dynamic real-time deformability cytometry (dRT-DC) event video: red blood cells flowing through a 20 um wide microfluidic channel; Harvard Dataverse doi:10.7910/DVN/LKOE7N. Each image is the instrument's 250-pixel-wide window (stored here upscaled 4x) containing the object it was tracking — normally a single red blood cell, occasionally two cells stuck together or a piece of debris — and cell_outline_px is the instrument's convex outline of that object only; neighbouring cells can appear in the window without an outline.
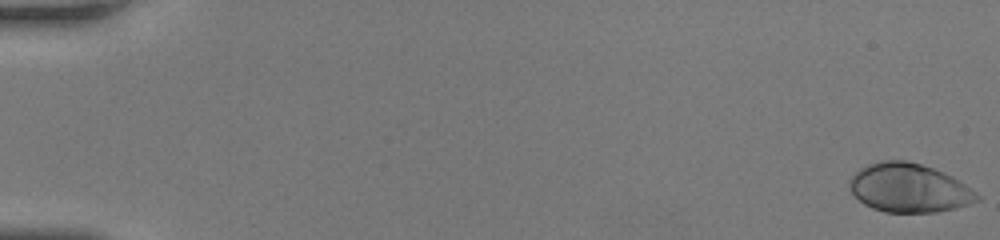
{"species": "human", "species_latin": "Homo sapiens", "temperature_condition": "room temperature", "stored_images_in_passage": 51, "segment_of_instrument_passage": [1, 2], "camera_frame_rate_fps": 3000, "um_per_image_px": 0.085, "donor": {"sex": "female"}, "frame": {"image": 1, "passage_image": 1, "time_ms": 0.0, "image_size_px": [1000, 240], "cell_outline_px": [[980, 200], [956, 208], [936, 212], [884, 212], [872, 208], [864, 204], [848, 188], [848, 180], [860, 168], [868, 164], [880, 160], [904, 160], [920, 164], [944, 172], [952, 176], [976, 192], [980, 196]], "centroid_in_image_um": [77.25, 15.97], "position_along_channel_um": 7.8, "area_um2": 36.24}}
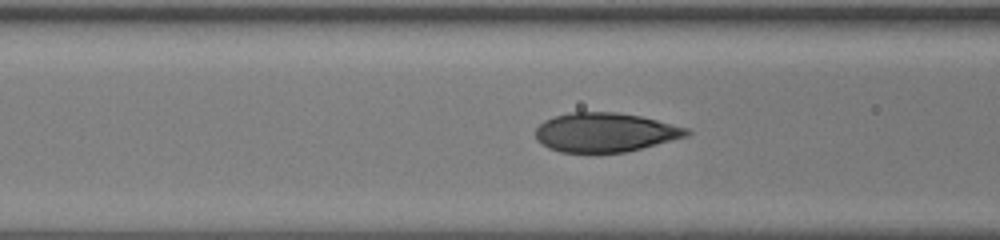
{"frame": {"image": 2, "passage_image": 22, "time_ms": 7.0, "image_size_px": [1000, 240], "cell_outline_px": [[692, 132], [688, 136], [628, 152], [592, 156], [560, 152], [548, 148], [536, 140], [536, 128], [544, 120], [552, 116], [568, 112], [616, 112], [640, 116], [688, 128]], "centroid_in_image_um": [51.39, 11.3], "position_along_channel_um": 115.2, "area_um2": 35.6}}
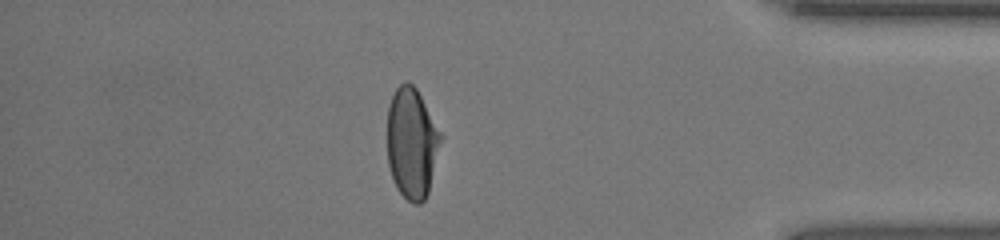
{"frame": {"image": 3, "passage_image": 44, "time_ms": 14.333, "image_size_px": [1000, 240], "cell_outline_px": [[440, 140], [428, 192], [424, 200], [420, 204], [412, 204], [396, 188], [388, 164], [388, 108], [392, 96], [396, 88], [404, 80], [408, 80], [416, 88], [440, 132]], "centroid_in_image_um": [34.97, 12.15], "position_along_channel_um": 400.2, "area_um2": 33.81}}